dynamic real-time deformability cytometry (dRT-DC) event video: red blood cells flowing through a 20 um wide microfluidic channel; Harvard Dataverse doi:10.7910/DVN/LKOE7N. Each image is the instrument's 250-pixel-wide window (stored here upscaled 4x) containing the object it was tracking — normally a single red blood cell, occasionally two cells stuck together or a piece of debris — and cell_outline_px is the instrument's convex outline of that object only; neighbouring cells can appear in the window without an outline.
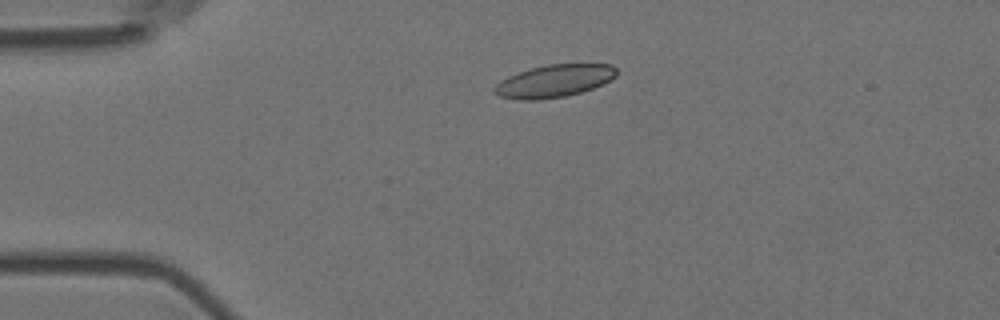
{"species": "Egyptian fruit bat (a non-hibernating species)", "species_latin": "Rousettus aegyptiacus", "temperature_condition": "room temperature", "stored_images_in_passage": 2, "camera_frame_rate_fps": 3000, "um_per_image_px": 0.085, "animal": {"sex": "female"}, "frame": {"image": 1, "passage_image": 1, "time_ms": 0.0, "image_size_px": [1000, 320], "cell_outline_px": [[616, 76], [604, 84], [580, 92], [564, 96], [536, 100], [516, 100], [500, 96], [492, 92], [492, 88], [496, 84], [508, 76], [532, 68], [548, 64], [612, 64], [616, 68]], "centroid_in_image_um": [47.09, 6.89], "position_along_channel_um": 37.9, "area_um2": 23.06}}